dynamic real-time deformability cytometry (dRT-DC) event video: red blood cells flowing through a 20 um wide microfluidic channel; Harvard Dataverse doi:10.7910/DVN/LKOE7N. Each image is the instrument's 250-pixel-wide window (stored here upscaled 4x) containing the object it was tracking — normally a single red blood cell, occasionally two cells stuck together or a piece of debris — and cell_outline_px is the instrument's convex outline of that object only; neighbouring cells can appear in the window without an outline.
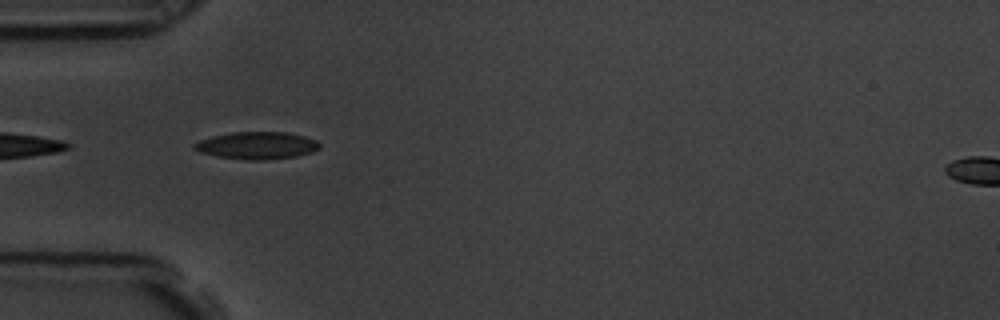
{"species": "common noctule bat (a hibernating species)", "species_latin": "Nyctalus noctula", "temperature_condition": "room temperature", "stored_images_in_passage": 11, "camera_frame_rate_fps": 3000, "um_per_image_px": 0.085, "animal": {"sex": "male", "body_mass_g": 19.5, "forearm_length_mm": 54.6}, "frame": {"image": 1, "passage_image": 2, "time_ms": 0.333, "image_size_px": [1000, 320], "cell_outline_px": [[320, 148], [312, 152], [296, 156], [268, 160], [248, 160], [220, 156], [200, 152], [192, 148], [192, 144], [200, 140], [212, 136], [232, 132], [284, 132], [304, 136], [316, 140], [320, 144]], "centroid_in_image_um": [21.84, 12.36], "position_along_channel_um": 63.2, "area_um2": 19.88}}
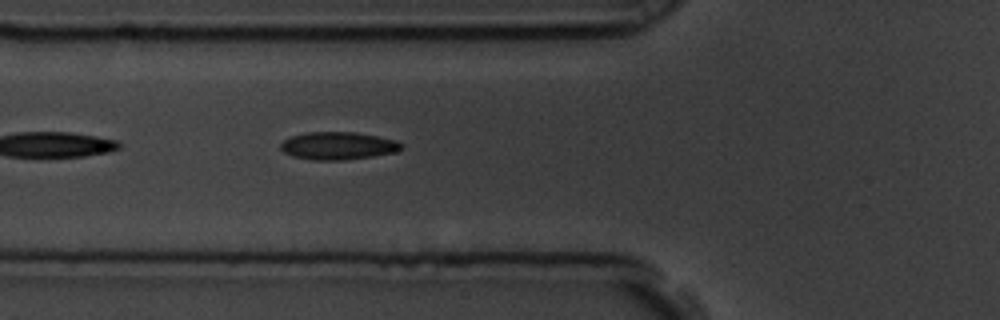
{"frame": {"image": 2, "passage_image": 5, "time_ms": 1.333, "image_size_px": [1000, 320], "cell_outline_px": [[404, 148], [392, 152], [372, 156], [344, 160], [312, 160], [292, 156], [284, 152], [280, 148], [280, 144], [284, 140], [292, 136], [304, 132], [356, 132], [396, 140], [404, 144]], "centroid_in_image_um": [28.72, 12.39], "position_along_channel_um": 97.1, "area_um2": 19.48}}